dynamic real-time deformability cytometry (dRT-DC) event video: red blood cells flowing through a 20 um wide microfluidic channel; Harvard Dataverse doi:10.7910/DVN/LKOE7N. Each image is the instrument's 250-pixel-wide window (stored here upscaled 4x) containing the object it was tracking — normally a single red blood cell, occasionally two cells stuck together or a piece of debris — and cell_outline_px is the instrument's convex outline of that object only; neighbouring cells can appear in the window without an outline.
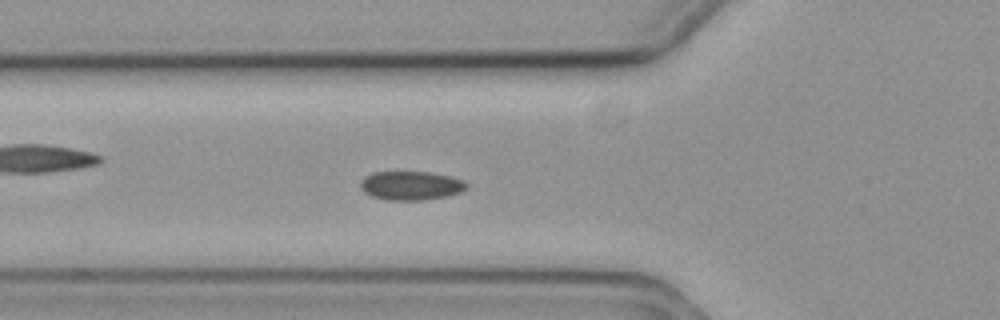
{"species": "common noctule bat (a hibernating species)", "species_latin": "Nyctalus noctula", "temperature_condition": "cold", "stored_images_in_passage": 59, "camera_frame_rate_fps": 3000, "um_per_image_px": 0.085, "animal": {"sex": "female", "body_mass_g": 19.3, "forearm_length_mm": 54.1}, "frame": {"image": 1, "passage_image": 21, "time_ms": 6.667, "image_size_px": [1000, 320], "cell_outline_px": [[468, 188], [460, 192], [444, 196], [424, 200], [384, 200], [372, 196], [364, 192], [360, 188], [360, 180], [364, 176], [372, 172], [432, 172], [452, 176], [464, 180], [468, 184]], "centroid_in_image_um": [34.92, 15.76], "position_along_channel_um": 90.9, "area_um2": 18.09}}
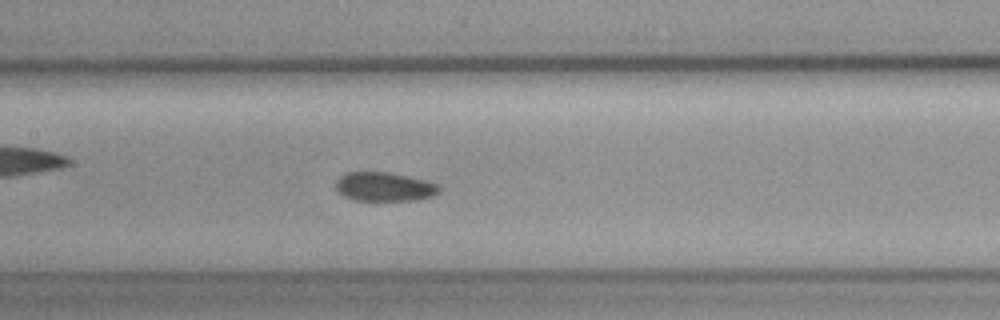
{"frame": {"image": 2, "passage_image": 28, "time_ms": 9.0, "image_size_px": [1000, 320], "cell_outline_px": [[440, 192], [432, 196], [416, 200], [352, 200], [336, 192], [336, 180], [340, 176], [348, 172], [388, 172], [428, 180], [440, 184]], "centroid_in_image_um": [32.69, 15.87], "position_along_channel_um": 174.7, "area_um2": 17.69}}
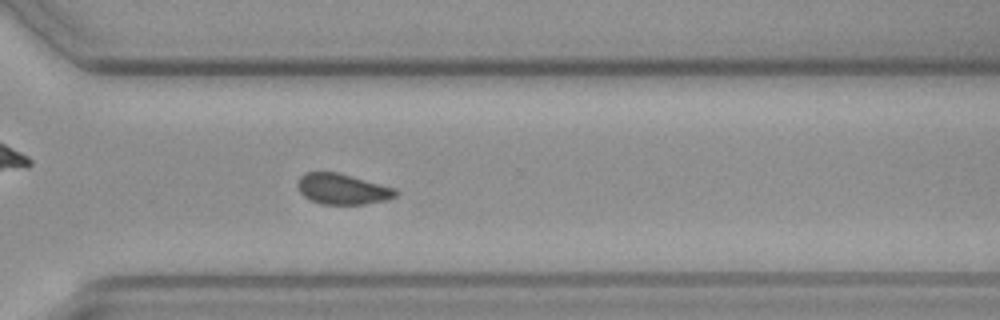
{"frame": {"image": 3, "passage_image": 42, "time_ms": 13.667, "image_size_px": [1000, 320], "cell_outline_px": [[400, 192], [396, 196], [388, 200], [364, 204], [320, 204], [304, 196], [300, 192], [296, 184], [300, 176], [304, 172], [336, 172], [352, 176], [396, 188]], "centroid_in_image_um": [29.12, 16.07], "position_along_channel_um": 341.5, "area_um2": 17.63}, "authors_computed_cell_mechanics": {"area_um2": 17.8602, "velocity_mm_per_s": 3.5781, "shape_relaxation_time_tau1_ms": 7.7899, "shape_relaxation_time_tau2_ms": null, "deformation_change_tau1": 0.068, "deformation_change_tau2": null}}